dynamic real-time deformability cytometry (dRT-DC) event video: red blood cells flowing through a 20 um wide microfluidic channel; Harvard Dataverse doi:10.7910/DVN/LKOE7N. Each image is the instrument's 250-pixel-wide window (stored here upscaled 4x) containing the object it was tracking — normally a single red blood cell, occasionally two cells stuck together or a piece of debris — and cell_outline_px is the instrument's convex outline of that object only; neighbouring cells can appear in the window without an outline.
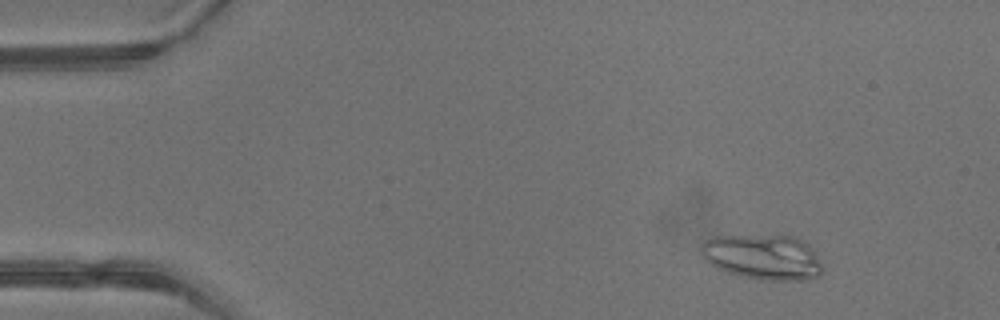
{"species": "common noctule bat (a hibernating species)", "species_latin": "Nyctalus noctula", "temperature_condition": "warm", "stored_images_in_passage": 4, "camera_frame_rate_fps": 3000, "um_per_image_px": 0.085, "animal": {"sex": "male", "body_mass_g": 13.3}, "frame": {"image": 1, "passage_image": 2, "time_ms": 0.333, "image_size_px": [1000, 320], "cell_outline_px": [[824, 272], [820, 276], [808, 280], [760, 280], [740, 276], [716, 268], [704, 260], [700, 256], [700, 248], [704, 240], [712, 236], [796, 236], [804, 240], [812, 248], [824, 268]], "centroid_in_image_um": [64.85, 21.86], "position_along_channel_um": 20.1, "area_um2": 32.54}}